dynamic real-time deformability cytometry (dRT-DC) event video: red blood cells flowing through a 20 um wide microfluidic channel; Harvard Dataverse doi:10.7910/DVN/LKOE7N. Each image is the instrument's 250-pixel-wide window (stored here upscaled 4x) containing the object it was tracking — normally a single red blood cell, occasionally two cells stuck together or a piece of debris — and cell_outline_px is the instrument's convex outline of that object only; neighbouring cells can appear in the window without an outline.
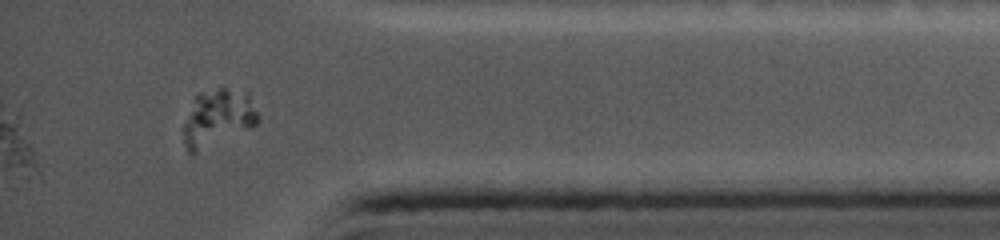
{"species": "common noctule bat (a hibernating species)", "species_latin": "Nyctalus noctula", "temperature_condition": "cold", "stored_images_in_passage": 31, "segment_of_instrument_passage": [2, 2], "camera_frame_rate_fps": 5000, "um_per_image_px": 0.085, "animal": {"sex": "female", "body_mass_g": 19.0, "forearm_length_mm": 56.7}, "frame": {"image": 1, "passage_image": 31, "time_ms": 13.2, "image_size_px": [1000, 240], "cell_outline_px": [[260, 120], [256, 124], [192, 156], [188, 152], [184, 144], [184, 124], [196, 96], [200, 92], [220, 88], [228, 88], [248, 92], [260, 116]], "centroid_in_image_um": [18.53, 10.03], "position_along_channel_um": 416.7, "area_um2": 24.62}}